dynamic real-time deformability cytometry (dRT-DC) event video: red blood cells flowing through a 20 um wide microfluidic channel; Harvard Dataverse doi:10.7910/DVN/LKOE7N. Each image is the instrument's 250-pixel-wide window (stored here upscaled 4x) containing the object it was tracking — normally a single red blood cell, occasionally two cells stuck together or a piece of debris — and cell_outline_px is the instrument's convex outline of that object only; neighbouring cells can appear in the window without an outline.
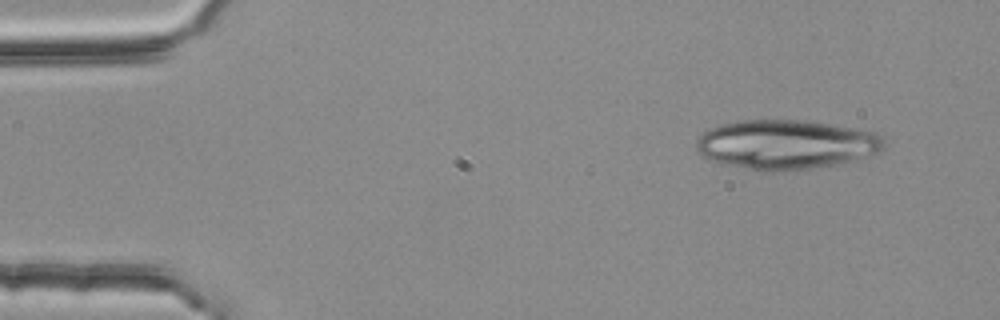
{"species": "common noctule bat (a hibernating species)", "species_latin": "Nyctalus noctula", "temperature_condition": "room temperature", "stored_images_in_passage": 3, "camera_frame_rate_fps": 3000, "um_per_image_px": 0.085, "animal": {"sex": "female", "body_mass_g": 25.1}, "frame": {"image": 1, "passage_image": 1, "time_ms": 0.0, "image_size_px": [1000, 320], "cell_outline_px": [[884, 148], [880, 152], [852, 160], [832, 164], [808, 168], [748, 168], [728, 164], [712, 160], [696, 152], [696, 140], [708, 128], [720, 124], [740, 120], [808, 120], [856, 128], [876, 132], [884, 136]], "centroid_in_image_um": [66.84, 12.22], "position_along_channel_um": 18.2, "area_um2": 53.0}}